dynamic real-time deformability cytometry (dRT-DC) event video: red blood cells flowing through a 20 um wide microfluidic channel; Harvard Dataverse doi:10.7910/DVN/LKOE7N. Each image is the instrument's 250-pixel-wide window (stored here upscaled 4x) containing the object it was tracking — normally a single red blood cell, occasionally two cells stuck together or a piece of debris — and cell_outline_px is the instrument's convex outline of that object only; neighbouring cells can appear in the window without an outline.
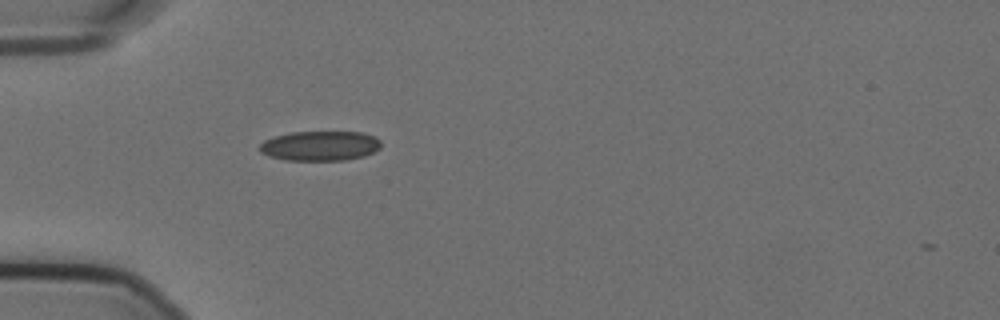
{"species": "Egyptian fruit bat (a non-hibernating species)", "species_latin": "Rousettus aegyptiacus", "temperature_condition": "cold", "stored_images_in_passage": 40, "camera_frame_rate_fps": 3000, "um_per_image_px": 0.085, "animal": {"sex": "female"}, "frame": {"image": 1, "passage_image": 1, "time_ms": 0.0, "image_size_px": [1000, 320], "cell_outline_px": [[380, 148], [364, 156], [344, 160], [284, 160], [268, 156], [260, 152], [260, 144], [264, 140], [276, 136], [292, 132], [364, 132], [376, 136], [380, 140]], "centroid_in_image_um": [27.21, 12.39], "position_along_channel_um": 57.8, "area_um2": 21.1}}
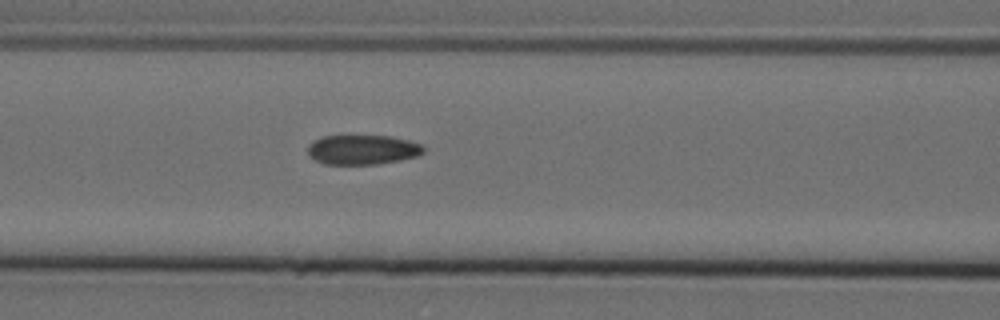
{"frame": {"image": 2, "passage_image": 8, "time_ms": 2.333, "image_size_px": [1000, 320], "cell_outline_px": [[424, 152], [416, 156], [400, 160], [376, 164], [324, 164], [308, 156], [308, 144], [312, 140], [324, 136], [392, 136], [408, 140], [420, 144], [424, 148]], "centroid_in_image_um": [30.78, 12.72], "position_along_channel_um": 135.8, "area_um2": 20.0}}
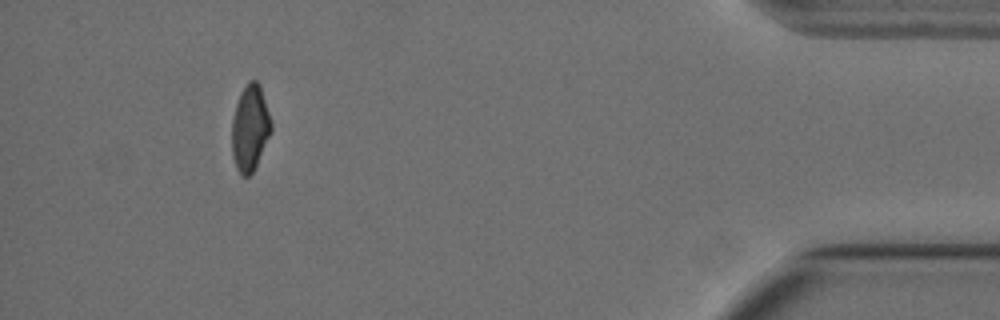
{"frame": {"image": 3, "passage_image": 36, "time_ms": 11.667, "image_size_px": [1000, 320], "cell_outline_px": [[272, 128], [256, 164], [252, 172], [248, 176], [240, 176], [236, 168], [232, 156], [232, 120], [236, 104], [240, 92], [248, 80], [256, 80], [260, 84], [272, 124]], "centroid_in_image_um": [21.23, 10.85], "position_along_channel_um": 414.0, "area_um2": 19.54}, "authors_computed_cell_mechanics": {"area_um2": 20.8369, "velocity_mm_per_s": 3.6042, "shape_relaxation_time_tau1_ms": null, "shape_relaxation_time_tau2_ms": 3.3765, "deformation_change_tau1": null, "deformation_change_tau2": 0.0757}}